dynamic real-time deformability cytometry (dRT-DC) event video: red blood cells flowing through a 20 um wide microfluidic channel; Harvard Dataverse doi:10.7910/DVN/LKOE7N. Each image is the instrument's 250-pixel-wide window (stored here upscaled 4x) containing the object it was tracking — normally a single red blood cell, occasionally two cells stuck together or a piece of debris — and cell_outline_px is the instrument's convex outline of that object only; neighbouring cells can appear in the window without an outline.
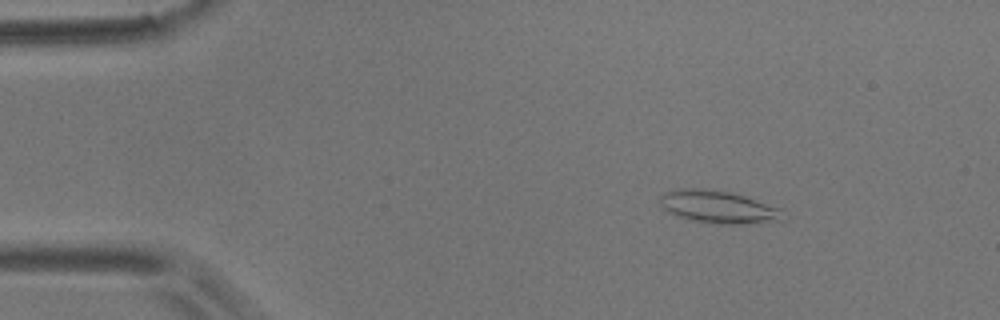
{"species": "common noctule bat (a hibernating species)", "species_latin": "Nyctalus noctula", "temperature_condition": "room temperature", "stored_images_in_passage": 5, "camera_frame_rate_fps": 3000, "um_per_image_px": 0.085, "animal": {"sex": "male", "body_mass_g": 17.9}, "frame": {"image": 1, "passage_image": 3, "time_ms": 0.667, "image_size_px": [1000, 320], "cell_outline_px": [[788, 216], [784, 220], [740, 224], [712, 224], [676, 216], [668, 212], [660, 204], [660, 196], [664, 192], [680, 188], [704, 188], [732, 192], [784, 208]], "centroid_in_image_um": [61.13, 17.59], "position_along_channel_um": 23.9, "area_um2": 23.93}}